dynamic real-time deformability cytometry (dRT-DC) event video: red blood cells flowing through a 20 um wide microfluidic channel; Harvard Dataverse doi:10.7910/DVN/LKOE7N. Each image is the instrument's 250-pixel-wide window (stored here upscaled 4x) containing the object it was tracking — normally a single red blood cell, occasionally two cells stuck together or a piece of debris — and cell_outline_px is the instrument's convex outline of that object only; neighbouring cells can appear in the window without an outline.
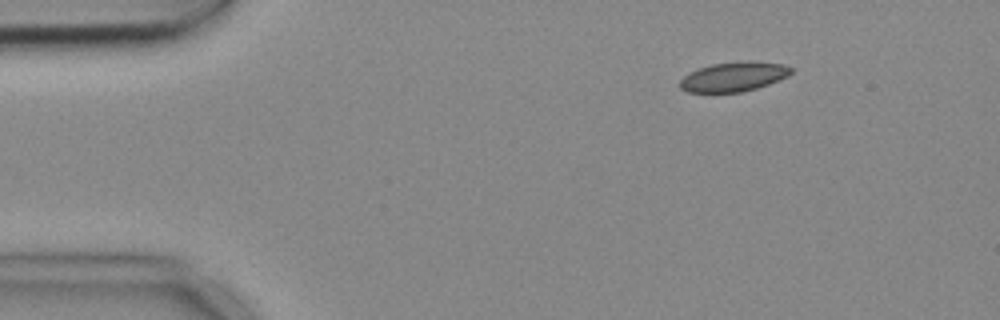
{"species": "common noctule bat (a hibernating species)", "species_latin": "Nyctalus noctula", "temperature_condition": "cold", "stored_images_in_passage": 3, "camera_frame_rate_fps": 3000, "um_per_image_px": 0.085, "animal": {"sex": "female", "body_mass_g": 18.4}, "frame": {"image": 1, "passage_image": 1, "time_ms": 0.0, "image_size_px": [1000, 320], "cell_outline_px": [[792, 72], [788, 76], [768, 84], [744, 92], [688, 92], [680, 88], [680, 80], [688, 72], [712, 64], [748, 60], [784, 64], [792, 68]], "centroid_in_image_um": [62.37, 6.51], "position_along_channel_um": 22.6, "area_um2": 19.13}}